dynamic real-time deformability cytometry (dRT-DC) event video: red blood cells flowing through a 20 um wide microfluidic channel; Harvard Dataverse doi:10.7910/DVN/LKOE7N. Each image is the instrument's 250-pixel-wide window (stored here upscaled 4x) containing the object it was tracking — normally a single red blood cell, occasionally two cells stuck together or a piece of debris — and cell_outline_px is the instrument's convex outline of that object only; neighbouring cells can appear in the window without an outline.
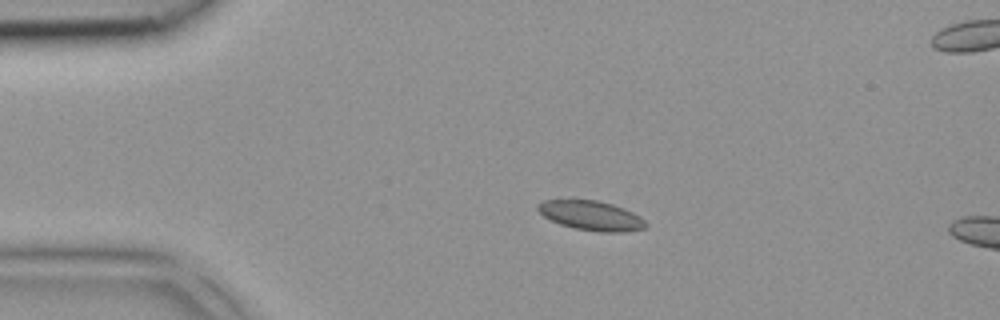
{"species": "common noctule bat (a hibernating species)", "species_latin": "Nyctalus noctula", "temperature_condition": "room temperature", "stored_images_in_passage": 2, "camera_frame_rate_fps": 3000, "um_per_image_px": 0.085, "animal": {"sex": "female", "body_mass_g": 18.4}, "frame": {"image": 1, "passage_image": 1, "time_ms": 0.0, "image_size_px": [1000, 320], "cell_outline_px": [[648, 224], [644, 228], [620, 232], [600, 232], [576, 228], [560, 224], [544, 216], [536, 208], [536, 204], [544, 200], [596, 200], [612, 204], [624, 208], [640, 216]], "centroid_in_image_um": [50.25, 18.32], "position_along_channel_um": 34.8, "area_um2": 18.38}}